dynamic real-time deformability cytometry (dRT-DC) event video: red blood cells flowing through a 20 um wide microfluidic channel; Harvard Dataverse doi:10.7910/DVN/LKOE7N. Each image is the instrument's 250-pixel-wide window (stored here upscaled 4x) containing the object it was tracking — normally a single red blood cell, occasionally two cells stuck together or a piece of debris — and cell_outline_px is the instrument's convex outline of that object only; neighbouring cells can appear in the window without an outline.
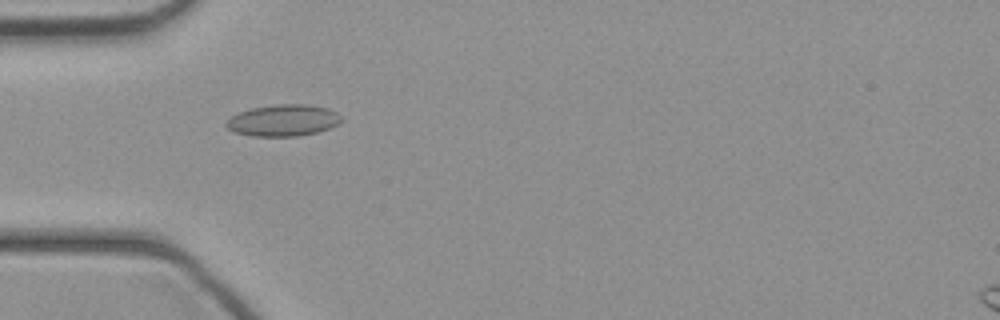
{"species": "common noctule bat (a hibernating species)", "species_latin": "Nyctalus noctula", "temperature_condition": "cold", "stored_images_in_passage": 42, "camera_frame_rate_fps": 3000, "um_per_image_px": 0.085, "animal": {"sex": "female", "body_mass_g": 21.9}, "frame": {"image": 1, "passage_image": 11, "time_ms": 3.333, "image_size_px": [1000, 320], "cell_outline_px": [[344, 120], [340, 124], [316, 132], [300, 136], [252, 136], [236, 132], [228, 128], [224, 124], [232, 116], [240, 112], [252, 108], [276, 104], [308, 104], [328, 108], [336, 112]], "centroid_in_image_um": [24.11, 10.23], "position_along_channel_um": 60.9, "area_um2": 21.15}}
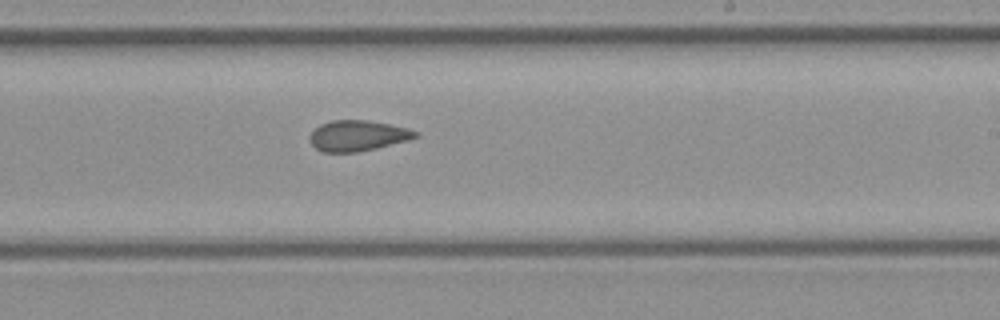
{"frame": {"image": 2, "passage_image": 24, "time_ms": 7.667, "image_size_px": [1000, 320], "cell_outline_px": [[420, 136], [408, 140], [376, 148], [356, 152], [324, 152], [316, 148], [312, 144], [308, 136], [320, 124], [332, 120], [368, 120], [408, 128], [420, 132]], "centroid_in_image_um": [30.42, 11.53], "position_along_channel_um": 258.6, "area_um2": 18.84}}
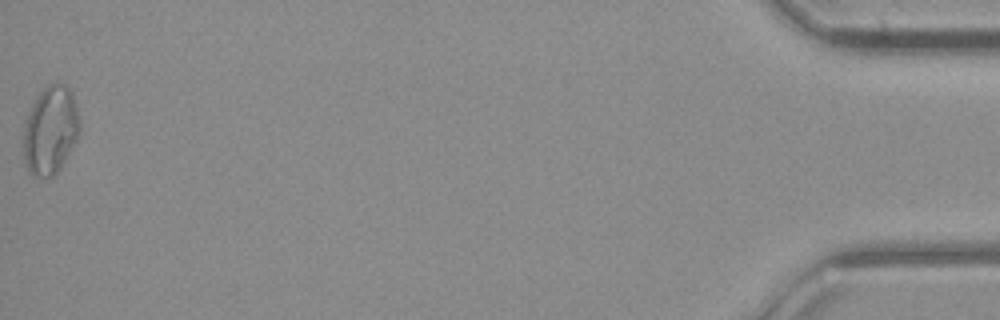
{"frame": {"image": 3, "passage_image": 42, "time_ms": 13.667, "image_size_px": [1000, 320], "cell_outline_px": [[80, 128], [76, 140], [60, 168], [52, 176], [32, 176], [28, 172], [24, 160], [24, 128], [32, 104], [36, 96], [48, 84], [60, 80], [72, 92], [76, 104], [80, 124]], "centroid_in_image_um": [4.29, 11.03], "position_along_channel_um": 430.9, "area_um2": 28.78}}